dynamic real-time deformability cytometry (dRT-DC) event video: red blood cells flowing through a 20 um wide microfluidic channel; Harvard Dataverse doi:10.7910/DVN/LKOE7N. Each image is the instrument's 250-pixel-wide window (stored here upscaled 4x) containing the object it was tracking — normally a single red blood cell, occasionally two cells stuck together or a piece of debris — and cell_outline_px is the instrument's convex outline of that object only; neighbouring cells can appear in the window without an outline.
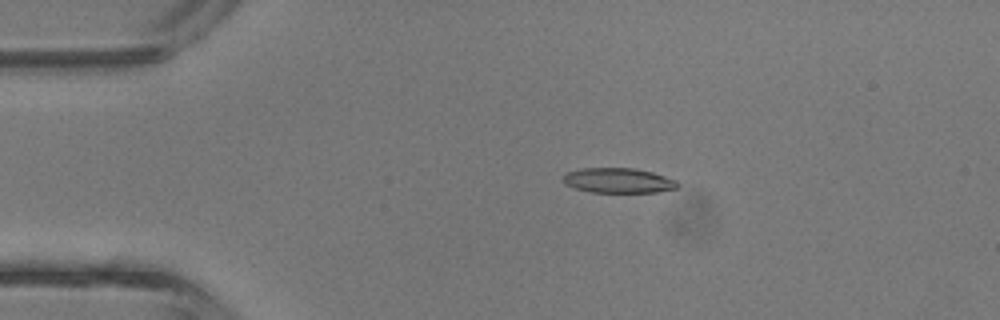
{"species": "common noctule bat (a hibernating species)", "species_latin": "Nyctalus noctula", "temperature_condition": "room temperature", "stored_images_in_passage": 42, "camera_frame_rate_fps": 3000, "um_per_image_px": 0.085, "animal": {"sex": "male", "body_mass_g": 13.3}, "frame": {"image": 1, "passage_image": 8, "time_ms": 2.333, "image_size_px": [1000, 320], "cell_outline_px": [[680, 184], [676, 188], [656, 192], [592, 192], [576, 188], [564, 184], [564, 176], [568, 172], [580, 168], [632, 168], [652, 172], [676, 180]], "centroid_in_image_um": [52.57, 15.34], "position_along_channel_um": 32.4, "area_um2": 16.47}}
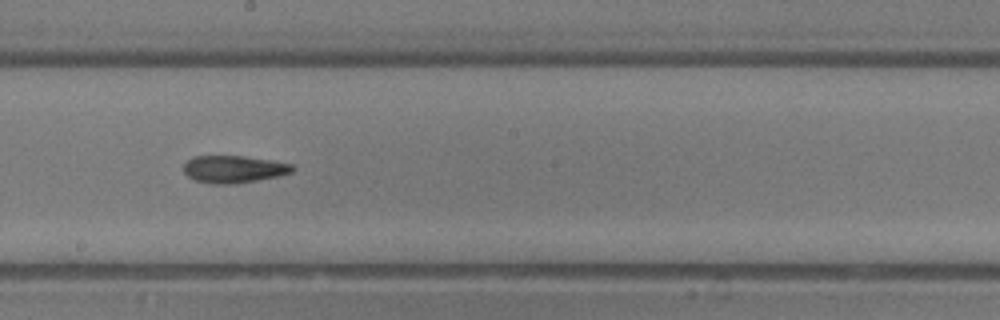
{"frame": {"image": 2, "passage_image": 23, "time_ms": 7.333, "image_size_px": [1000, 320], "cell_outline_px": [[296, 168], [292, 172], [280, 176], [236, 184], [212, 184], [196, 180], [188, 176], [184, 172], [184, 164], [192, 156], [244, 156], [272, 160], [292, 164]], "centroid_in_image_um": [19.9, 14.38], "position_along_channel_um": 228.3, "area_um2": 17.46}}
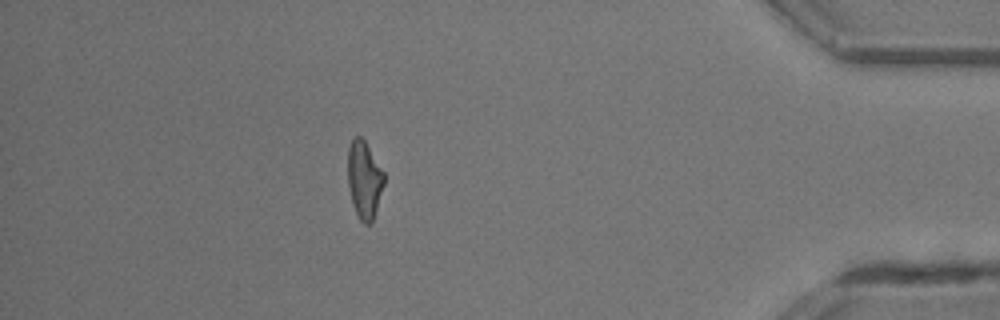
{"frame": {"image": 3, "passage_image": 37, "time_ms": 12.0, "image_size_px": [1000, 320], "cell_outline_px": [[384, 184], [372, 220], [368, 224], [364, 224], [360, 220], [356, 212], [352, 200], [348, 184], [348, 148], [352, 140], [356, 136], [360, 136], [364, 140], [384, 172]], "centroid_in_image_um": [30.96, 15.25], "position_along_channel_um": 404.2, "area_um2": 15.95}, "authors_computed_cell_mechanics": {"area_um2": 17.1666, "velocity_mm_per_s": 4.82, "shape_relaxation_time_tau1_ms": 5.4639, "shape_relaxation_time_tau2_ms": null, "deformation_change_tau1": 0.2292, "deformation_change_tau2": null}}